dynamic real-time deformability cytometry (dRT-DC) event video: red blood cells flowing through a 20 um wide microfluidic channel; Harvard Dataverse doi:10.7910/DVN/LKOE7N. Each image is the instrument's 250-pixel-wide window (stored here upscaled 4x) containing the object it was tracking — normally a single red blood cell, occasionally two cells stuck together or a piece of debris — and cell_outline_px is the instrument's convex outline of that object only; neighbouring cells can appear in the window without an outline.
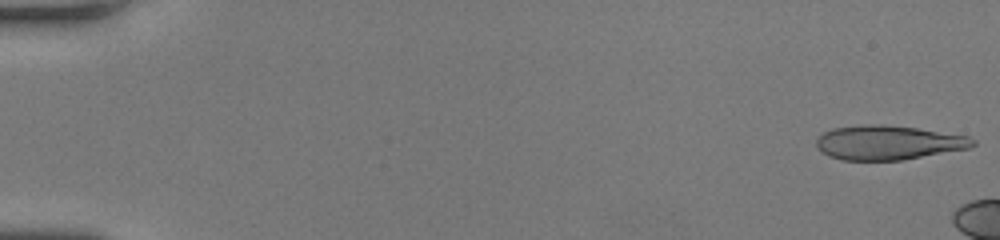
{"species": "human", "species_latin": "Homo sapiens", "temperature_condition": "room temperature", "stored_images_in_passage": 7, "camera_frame_rate_fps": 3000, "um_per_image_px": 0.085, "donor": {"sex": "female"}, "frame": {"image": 1, "passage_image": 1, "time_ms": 0.0, "image_size_px": [1000, 240], "cell_outline_px": [[976, 144], [968, 148], [900, 160], [840, 160], [828, 156], [816, 144], [816, 140], [824, 132], [832, 128], [868, 124], [884, 124], [916, 128], [968, 136], [976, 140]], "centroid_in_image_um": [75.49, 12.11], "position_along_channel_um": 9.5, "area_um2": 30.98}}